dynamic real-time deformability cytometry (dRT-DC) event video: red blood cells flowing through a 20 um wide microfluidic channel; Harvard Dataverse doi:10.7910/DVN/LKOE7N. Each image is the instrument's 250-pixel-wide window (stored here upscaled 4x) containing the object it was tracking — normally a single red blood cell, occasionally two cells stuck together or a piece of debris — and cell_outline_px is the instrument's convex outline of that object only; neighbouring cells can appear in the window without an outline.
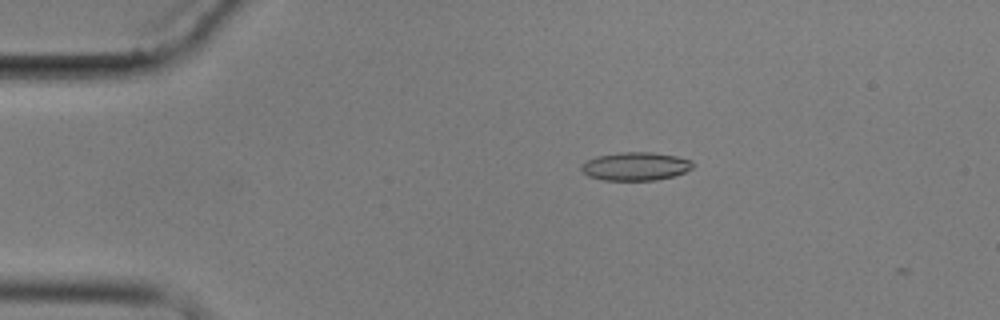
{"species": "common noctule bat (a hibernating species)", "species_latin": "Nyctalus noctula", "temperature_condition": "cold", "stored_images_in_passage": 6, "camera_frame_rate_fps": 3000, "um_per_image_px": 0.085, "animal": {"sex": "male", "body_mass_g": 17.9}, "frame": {"image": 1, "passage_image": 4, "time_ms": 3.333, "image_size_px": [1000, 320], "cell_outline_px": [[696, 164], [692, 168], [684, 172], [672, 176], [656, 180], [604, 180], [588, 176], [580, 168], [580, 164], [596, 156], [620, 152], [652, 152], [676, 156], [692, 160]], "centroid_in_image_um": [54.03, 14.13], "position_along_channel_um": 31.0, "area_um2": 18.44}}